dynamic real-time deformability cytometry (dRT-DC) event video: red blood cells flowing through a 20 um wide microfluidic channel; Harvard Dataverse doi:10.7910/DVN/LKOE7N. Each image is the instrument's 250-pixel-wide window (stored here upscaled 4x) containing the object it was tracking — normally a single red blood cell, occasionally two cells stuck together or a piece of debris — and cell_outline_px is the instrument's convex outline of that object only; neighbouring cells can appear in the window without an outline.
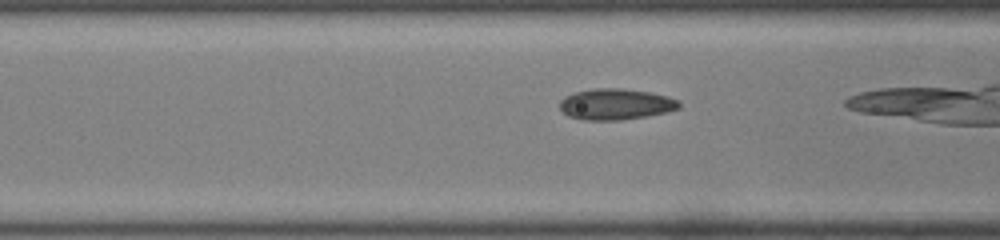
{"species": "common noctule bat (a hibernating species)", "species_latin": "Nyctalus noctula", "temperature_condition": "room temperature", "stored_images_in_passage": 25, "camera_frame_rate_fps": 3000, "um_per_image_px": 0.085, "animal": {"sex": "male", "body_mass_g": 19.0, "forearm_length_mm": 50.8}, "frame": {"image": 1, "passage_image": 8, "time_ms": 2.333, "image_size_px": [1000, 240], "cell_outline_px": [[680, 108], [668, 112], [648, 116], [620, 120], [584, 120], [568, 116], [560, 108], [560, 100], [564, 96], [576, 92], [592, 88], [620, 88], [648, 92], [668, 96], [680, 100]], "centroid_in_image_um": [52.36, 8.86], "position_along_channel_um": 114.2, "area_um2": 21.73}}
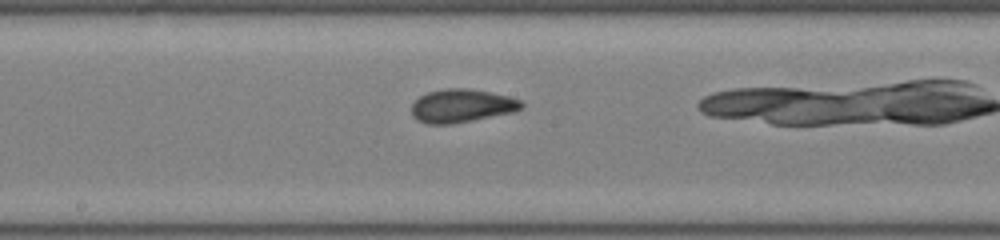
{"frame": {"image": 2, "passage_image": 15, "time_ms": 4.667, "image_size_px": [1000, 240], "cell_outline_px": [[524, 104], [520, 108], [512, 112], [452, 124], [428, 124], [416, 120], [412, 116], [412, 104], [420, 96], [428, 92], [444, 88], [468, 88], [508, 96], [520, 100]], "centroid_in_image_um": [39.2, 8.99], "position_along_channel_um": 209.0, "area_um2": 21.15}}
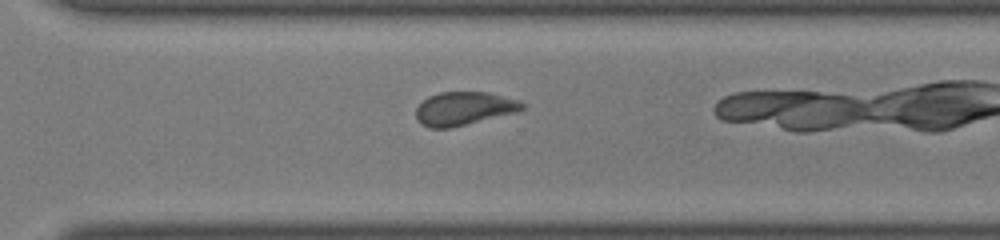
{"frame": {"image": 3, "passage_image": 24, "time_ms": 7.667, "image_size_px": [1000, 240], "cell_outline_px": [[524, 108], [520, 112], [452, 128], [428, 128], [420, 124], [416, 120], [416, 108], [428, 96], [440, 92], [488, 92], [516, 100], [524, 104]], "centroid_in_image_um": [39.42, 9.25], "position_along_channel_um": 331.2, "area_um2": 20.92}}